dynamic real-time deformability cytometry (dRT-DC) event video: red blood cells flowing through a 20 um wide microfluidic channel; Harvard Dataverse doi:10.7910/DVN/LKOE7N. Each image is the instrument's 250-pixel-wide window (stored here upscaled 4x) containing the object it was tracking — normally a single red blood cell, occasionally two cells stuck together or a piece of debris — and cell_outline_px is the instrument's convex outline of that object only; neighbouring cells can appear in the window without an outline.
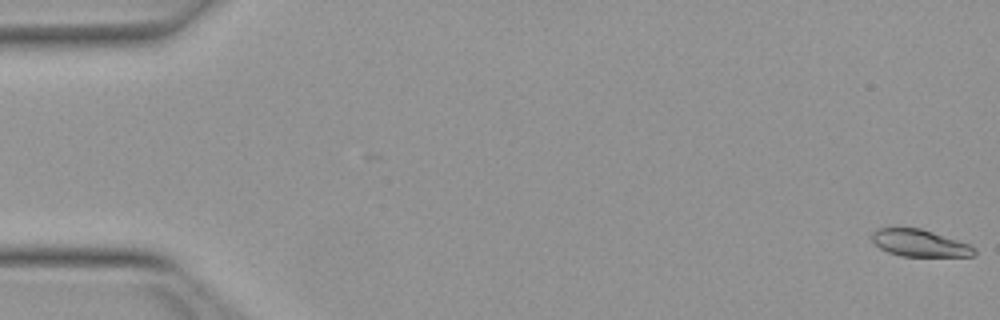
{"species": "Egyptian fruit bat (a non-hibernating species)", "species_latin": "Rousettus aegyptiacus", "temperature_condition": "warm", "stored_images_in_passage": 5, "camera_frame_rate_fps": 3000, "um_per_image_px": 0.085, "animal": {"sex": "female"}, "frame": {"image": 1, "passage_image": 1, "time_ms": 0.0, "image_size_px": [1000, 320], "cell_outline_px": [[976, 252], [972, 256], [900, 256], [888, 252], [880, 248], [872, 240], [872, 232], [880, 228], [920, 228], [968, 244]], "centroid_in_image_um": [78.12, 20.67], "position_along_channel_um": 6.9, "area_um2": 15.72}}